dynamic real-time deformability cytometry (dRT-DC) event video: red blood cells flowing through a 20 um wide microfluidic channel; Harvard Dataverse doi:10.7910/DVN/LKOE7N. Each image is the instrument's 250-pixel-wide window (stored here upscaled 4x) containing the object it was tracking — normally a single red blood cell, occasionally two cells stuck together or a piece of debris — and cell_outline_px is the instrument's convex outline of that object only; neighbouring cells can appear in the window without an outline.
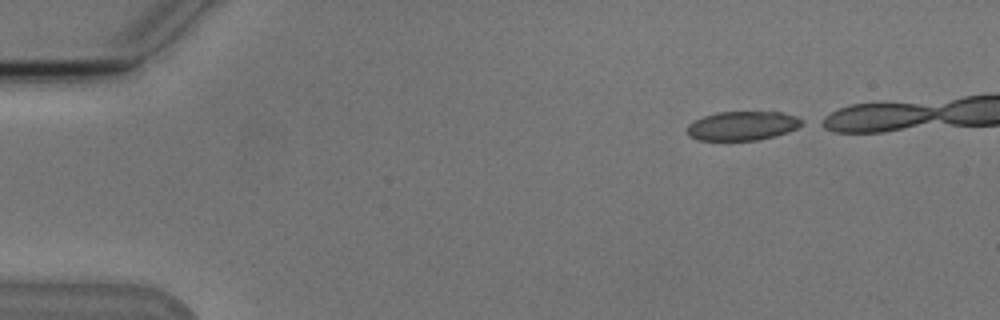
{"species": "Egyptian fruit bat (a non-hibernating species)", "species_latin": "Rousettus aegyptiacus", "temperature_condition": "cold", "stored_images_in_passage": 7, "camera_frame_rate_fps": 3000, "um_per_image_px": 0.085, "animal": {"sex": "male"}, "frame": {"image": 1, "passage_image": 1, "time_ms": 0.0, "image_size_px": [1000, 320], "cell_outline_px": [[804, 124], [788, 132], [776, 136], [756, 140], [700, 140], [688, 136], [688, 124], [704, 116], [716, 112], [780, 112], [796, 116], [804, 120]], "centroid_in_image_um": [63.14, 10.69], "position_along_channel_um": 21.9, "area_um2": 19.42}}